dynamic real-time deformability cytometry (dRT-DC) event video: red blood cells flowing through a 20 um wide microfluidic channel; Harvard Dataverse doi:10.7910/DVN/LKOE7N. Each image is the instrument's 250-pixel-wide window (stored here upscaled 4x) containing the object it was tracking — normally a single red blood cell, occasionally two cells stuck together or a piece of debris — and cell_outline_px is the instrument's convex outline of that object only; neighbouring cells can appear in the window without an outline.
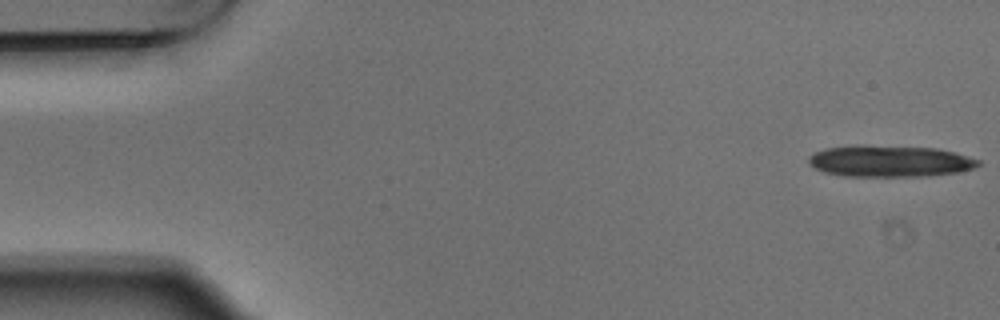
{"species": "Egyptian fruit bat (a non-hibernating species)", "species_latin": "Rousettus aegyptiacus", "temperature_condition": "warm", "stored_images_in_passage": 5, "camera_frame_rate_fps": 3000, "um_per_image_px": 0.085, "animal": {"sex": "male"}, "frame": {"image": 1, "passage_image": 1, "time_ms": 0.0, "image_size_px": [1000, 320], "cell_outline_px": [[980, 164], [972, 168], [956, 172], [928, 176], [844, 176], [824, 172], [808, 164], [808, 156], [824, 148], [936, 148], [952, 152], [980, 160]], "centroid_in_image_um": [75.64, 13.75], "position_along_channel_um": 9.4, "area_um2": 29.59}}